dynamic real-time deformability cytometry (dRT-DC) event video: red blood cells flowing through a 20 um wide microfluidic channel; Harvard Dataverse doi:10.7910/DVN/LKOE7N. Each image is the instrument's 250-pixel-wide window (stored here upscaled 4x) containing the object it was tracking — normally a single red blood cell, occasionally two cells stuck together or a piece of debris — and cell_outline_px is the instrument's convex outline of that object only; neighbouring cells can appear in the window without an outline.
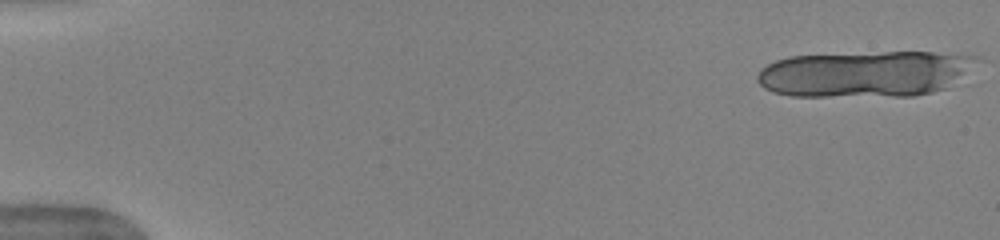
{"species": "human", "species_latin": "Homo sapiens", "temperature_condition": "warm", "stored_images_in_passage": 21, "camera_frame_rate_fps": 3000, "um_per_image_px": 0.085, "donor": {"sex": "female"}, "frame": {"image": 1, "passage_image": 1, "time_ms": 0.0, "image_size_px": [1000, 240], "cell_outline_px": [[980, 56], [948, 88], [932, 92], [912, 96], [792, 96], [772, 92], [764, 88], [756, 80], [756, 76], [760, 68], [776, 60], [792, 56], [884, 52], [932, 52]], "centroid_in_image_um": [73.45, 6.28], "position_along_channel_um": 11.5, "area_um2": 58.67}}